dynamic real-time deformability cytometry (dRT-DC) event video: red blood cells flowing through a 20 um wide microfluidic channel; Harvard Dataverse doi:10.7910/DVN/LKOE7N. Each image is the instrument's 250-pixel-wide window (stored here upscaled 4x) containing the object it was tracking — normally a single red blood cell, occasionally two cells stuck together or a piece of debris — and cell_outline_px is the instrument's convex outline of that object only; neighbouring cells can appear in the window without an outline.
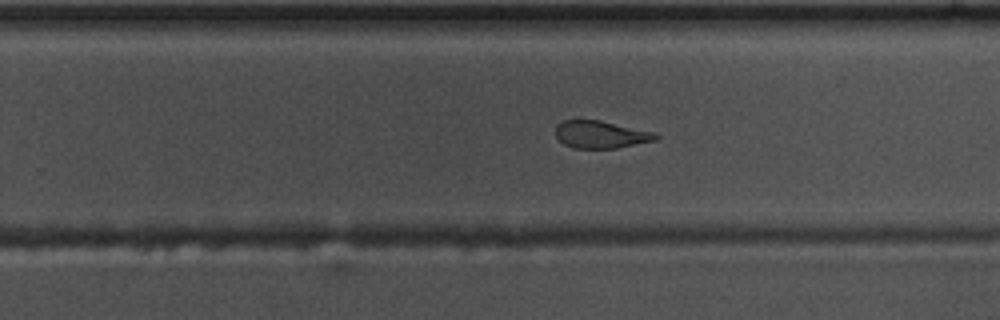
{"species": "common noctule bat (a hibernating species)", "species_latin": "Nyctalus noctula", "temperature_condition": "warm", "stored_images_in_passage": 57, "camera_frame_rate_fps": 3000, "um_per_image_px": 0.085, "animal": {"sex": "male", "body_mass_g": 17.5, "forearm_length_mm": 52.3}, "frame": {"image": 1, "passage_image": 35, "time_ms": 11.333, "image_size_px": [1000, 320], "cell_outline_px": [[660, 136], [656, 140], [616, 148], [572, 148], [564, 144], [556, 136], [556, 124], [564, 120], [600, 120], [652, 132]], "centroid_in_image_um": [51.03, 11.43], "position_along_channel_um": 278.8, "area_um2": 15.84}}
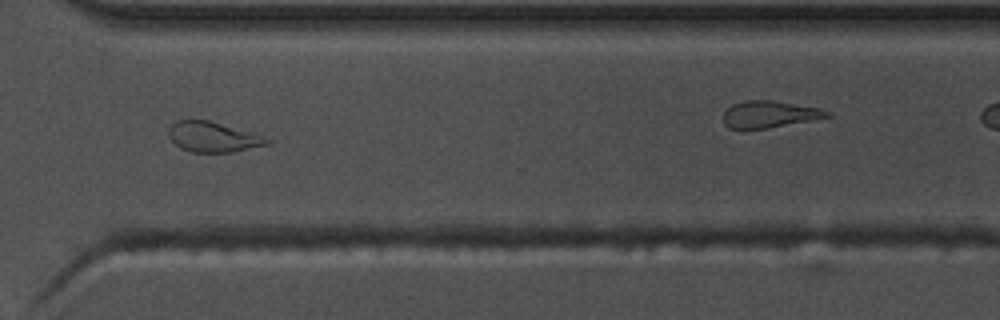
{"frame": {"image": 2, "passage_image": 41, "time_ms": 13.333, "image_size_px": [1000, 320], "cell_outline_px": [[272, 140], [268, 144], [232, 152], [192, 152], [180, 148], [168, 136], [168, 128], [176, 120], [208, 120], [260, 136]], "centroid_in_image_um": [18.03, 11.65], "position_along_channel_um": 352.6, "area_um2": 16.88}}
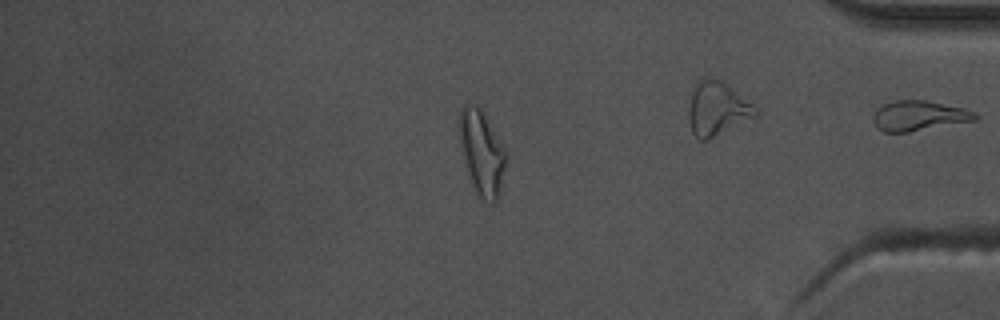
{"frame": {"image": 3, "passage_image": 47, "time_ms": 15.333, "image_size_px": [1000, 320], "cell_outline_px": [[508, 164], [500, 192], [496, 200], [492, 204], [480, 200], [476, 196], [468, 172], [460, 144], [460, 108], [464, 104], [476, 104], [480, 108], [508, 152]], "centroid_in_image_um": [41.01, 13.04], "position_along_channel_um": 394.2, "area_um2": 23.35}, "authors_computed_cell_mechanics": {"area_um2": 18.3226, "velocity_mm_per_s": 3.665, "shape_relaxation_time_tau1_ms": 9.4909, "shape_relaxation_time_tau2_ms": 2.8652, "deformation_change_tau1": 0.2325, "deformation_change_tau2": 0.0726}}